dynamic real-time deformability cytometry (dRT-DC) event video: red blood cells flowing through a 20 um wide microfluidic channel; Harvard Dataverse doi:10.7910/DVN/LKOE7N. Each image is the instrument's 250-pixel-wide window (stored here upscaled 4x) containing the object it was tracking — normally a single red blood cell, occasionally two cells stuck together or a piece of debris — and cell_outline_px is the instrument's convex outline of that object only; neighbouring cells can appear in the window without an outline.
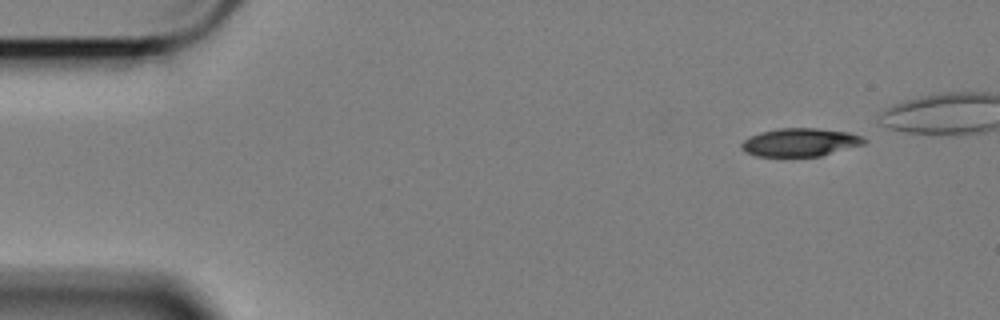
{"species": "Egyptian fruit bat (a non-hibernating species)", "species_latin": "Rousettus aegyptiacus", "temperature_condition": "cold", "stored_images_in_passage": 48, "camera_frame_rate_fps": 3000, "um_per_image_px": 0.085, "animal": {"sex": "female"}, "frame": {"image": 1, "passage_image": 1, "time_ms": 0.0, "image_size_px": [1000, 320], "cell_outline_px": [[868, 140], [864, 144], [820, 156], [756, 156], [744, 152], [740, 148], [740, 144], [748, 136], [760, 132], [780, 128], [816, 128], [868, 132]], "centroid_in_image_um": [68.15, 12.06], "position_along_channel_um": 16.9, "area_um2": 20.98}}
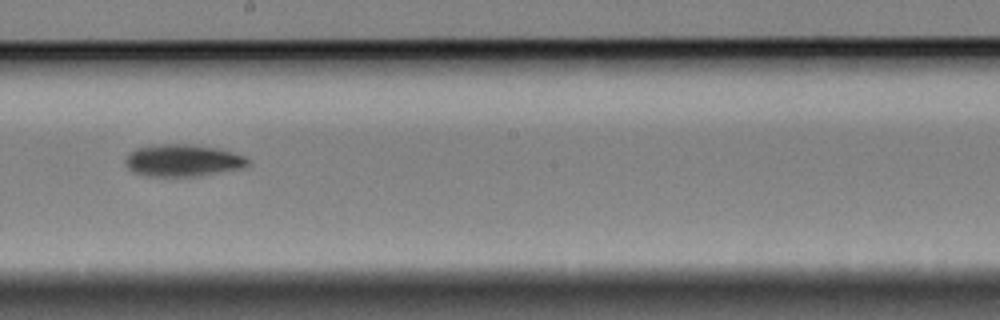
{"frame": {"image": 2, "passage_image": 28, "time_ms": 9.0, "image_size_px": [1000, 320], "cell_outline_px": [[252, 164], [240, 168], [200, 176], [148, 176], [132, 172], [124, 164], [124, 160], [128, 152], [136, 148], [160, 144], [184, 144], [212, 148], [244, 156]], "centroid_in_image_um": [15.46, 13.65], "position_along_channel_um": 232.7, "area_um2": 22.66}}
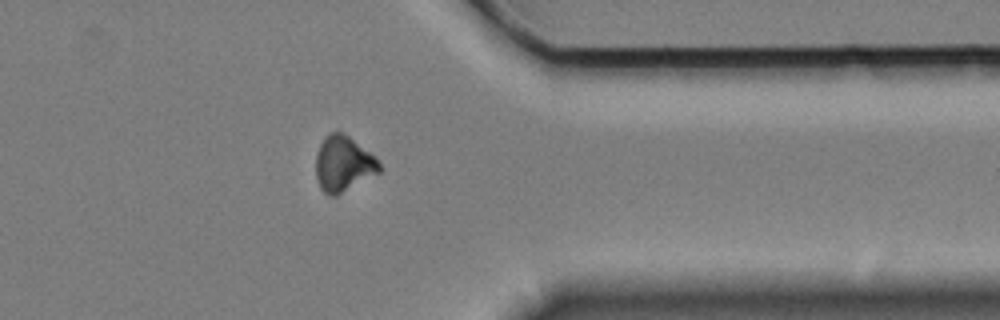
{"frame": {"image": 3, "passage_image": 42, "time_ms": 13.667, "image_size_px": [1000, 320], "cell_outline_px": [[380, 172], [336, 196], [328, 196], [320, 188], [316, 180], [316, 152], [320, 144], [332, 132], [344, 132], [376, 156], [380, 160]], "centroid_in_image_um": [29.19, 13.94], "position_along_channel_um": 382.2, "area_um2": 20.69}}